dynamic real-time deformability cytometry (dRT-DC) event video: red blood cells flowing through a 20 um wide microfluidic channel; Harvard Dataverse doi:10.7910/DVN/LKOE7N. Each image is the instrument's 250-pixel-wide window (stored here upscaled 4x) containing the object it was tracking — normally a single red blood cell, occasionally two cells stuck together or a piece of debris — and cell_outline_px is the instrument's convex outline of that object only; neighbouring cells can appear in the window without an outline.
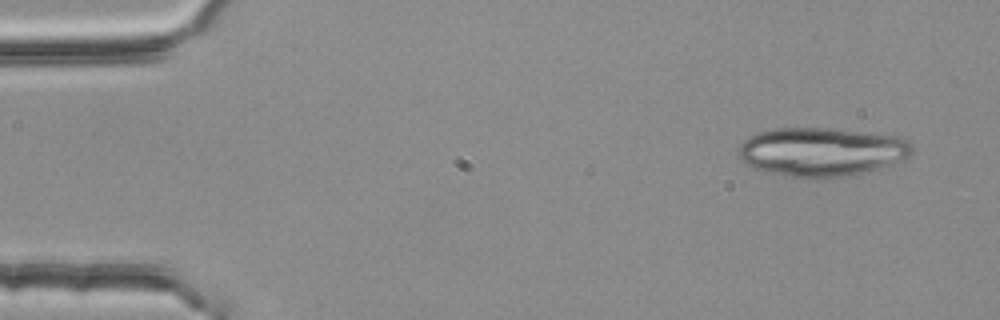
{"species": "common noctule bat (a hibernating species)", "species_latin": "Nyctalus noctula", "temperature_condition": "room temperature", "stored_images_in_passage": 4, "segment_of_instrument_passage": [1, 2], "camera_frame_rate_fps": 3000, "um_per_image_px": 0.085, "animal": {"sex": "female", "body_mass_g": 25.1}, "frame": {"image": 1, "passage_image": 1, "time_ms": 0.0, "image_size_px": [1000, 320], "cell_outline_px": [[912, 152], [908, 156], [892, 164], [864, 172], [844, 176], [812, 180], [772, 172], [756, 168], [740, 160], [736, 152], [736, 148], [744, 140], [760, 132], [772, 128], [832, 128], [892, 136], [908, 140], [912, 144]], "centroid_in_image_um": [69.79, 12.91], "position_along_channel_um": 15.2, "area_um2": 49.13}}